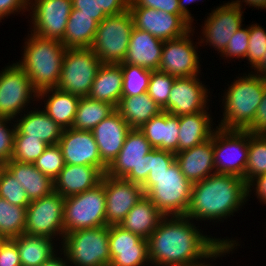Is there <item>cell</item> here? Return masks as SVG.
<instances>
[{
  "label": "cell",
  "instance_id": "obj_1",
  "mask_svg": "<svg viewBox=\"0 0 266 266\" xmlns=\"http://www.w3.org/2000/svg\"><path fill=\"white\" fill-rule=\"evenodd\" d=\"M193 222L186 216L162 218L147 239L151 266H202L232 254L241 245L237 239L204 235Z\"/></svg>",
  "mask_w": 266,
  "mask_h": 266
},
{
  "label": "cell",
  "instance_id": "obj_2",
  "mask_svg": "<svg viewBox=\"0 0 266 266\" xmlns=\"http://www.w3.org/2000/svg\"><path fill=\"white\" fill-rule=\"evenodd\" d=\"M247 183L243 178L215 173L193 183L185 216L191 220L224 222L242 210L248 199Z\"/></svg>",
  "mask_w": 266,
  "mask_h": 266
},
{
  "label": "cell",
  "instance_id": "obj_3",
  "mask_svg": "<svg viewBox=\"0 0 266 266\" xmlns=\"http://www.w3.org/2000/svg\"><path fill=\"white\" fill-rule=\"evenodd\" d=\"M141 187L164 216H185L193 183L181 172L174 152H149V174Z\"/></svg>",
  "mask_w": 266,
  "mask_h": 266
},
{
  "label": "cell",
  "instance_id": "obj_4",
  "mask_svg": "<svg viewBox=\"0 0 266 266\" xmlns=\"http://www.w3.org/2000/svg\"><path fill=\"white\" fill-rule=\"evenodd\" d=\"M23 45L21 59L16 63L26 72L32 87L37 91L56 88L66 51L64 44L56 39L28 33Z\"/></svg>",
  "mask_w": 266,
  "mask_h": 266
},
{
  "label": "cell",
  "instance_id": "obj_5",
  "mask_svg": "<svg viewBox=\"0 0 266 266\" xmlns=\"http://www.w3.org/2000/svg\"><path fill=\"white\" fill-rule=\"evenodd\" d=\"M244 74L227 84L228 89L225 88L224 96H221L223 114L217 126L221 129L246 130L255 119L264 96L266 78L250 71Z\"/></svg>",
  "mask_w": 266,
  "mask_h": 266
},
{
  "label": "cell",
  "instance_id": "obj_6",
  "mask_svg": "<svg viewBox=\"0 0 266 266\" xmlns=\"http://www.w3.org/2000/svg\"><path fill=\"white\" fill-rule=\"evenodd\" d=\"M69 266H110L109 226L80 229L64 234L58 242ZM61 244V245H60Z\"/></svg>",
  "mask_w": 266,
  "mask_h": 266
},
{
  "label": "cell",
  "instance_id": "obj_7",
  "mask_svg": "<svg viewBox=\"0 0 266 266\" xmlns=\"http://www.w3.org/2000/svg\"><path fill=\"white\" fill-rule=\"evenodd\" d=\"M133 28V18L129 10L118 15L107 16L98 23L90 48L102 63H122L128 51Z\"/></svg>",
  "mask_w": 266,
  "mask_h": 266
},
{
  "label": "cell",
  "instance_id": "obj_8",
  "mask_svg": "<svg viewBox=\"0 0 266 266\" xmlns=\"http://www.w3.org/2000/svg\"><path fill=\"white\" fill-rule=\"evenodd\" d=\"M64 234L80 229L106 225V195L104 184L64 200Z\"/></svg>",
  "mask_w": 266,
  "mask_h": 266
},
{
  "label": "cell",
  "instance_id": "obj_9",
  "mask_svg": "<svg viewBox=\"0 0 266 266\" xmlns=\"http://www.w3.org/2000/svg\"><path fill=\"white\" fill-rule=\"evenodd\" d=\"M153 149L139 129H131L106 175L142 185L149 174V152Z\"/></svg>",
  "mask_w": 266,
  "mask_h": 266
},
{
  "label": "cell",
  "instance_id": "obj_10",
  "mask_svg": "<svg viewBox=\"0 0 266 266\" xmlns=\"http://www.w3.org/2000/svg\"><path fill=\"white\" fill-rule=\"evenodd\" d=\"M102 62L91 48L66 49L57 88L73 95L88 97Z\"/></svg>",
  "mask_w": 266,
  "mask_h": 266
},
{
  "label": "cell",
  "instance_id": "obj_11",
  "mask_svg": "<svg viewBox=\"0 0 266 266\" xmlns=\"http://www.w3.org/2000/svg\"><path fill=\"white\" fill-rule=\"evenodd\" d=\"M37 93L17 63L7 65L0 71V117L15 120L26 108L31 110L28 105L37 102Z\"/></svg>",
  "mask_w": 266,
  "mask_h": 266
},
{
  "label": "cell",
  "instance_id": "obj_12",
  "mask_svg": "<svg viewBox=\"0 0 266 266\" xmlns=\"http://www.w3.org/2000/svg\"><path fill=\"white\" fill-rule=\"evenodd\" d=\"M249 149L247 130H225L213 133L215 173L245 177Z\"/></svg>",
  "mask_w": 266,
  "mask_h": 266
},
{
  "label": "cell",
  "instance_id": "obj_13",
  "mask_svg": "<svg viewBox=\"0 0 266 266\" xmlns=\"http://www.w3.org/2000/svg\"><path fill=\"white\" fill-rule=\"evenodd\" d=\"M64 200L65 198L59 193L52 191L40 199L30 201L26 208L25 233L62 242L64 237Z\"/></svg>",
  "mask_w": 266,
  "mask_h": 266
},
{
  "label": "cell",
  "instance_id": "obj_14",
  "mask_svg": "<svg viewBox=\"0 0 266 266\" xmlns=\"http://www.w3.org/2000/svg\"><path fill=\"white\" fill-rule=\"evenodd\" d=\"M194 30L195 26L181 37L164 41L159 71L176 78L197 76L201 73V57L197 53L198 46L201 45L199 38L196 45L192 39Z\"/></svg>",
  "mask_w": 266,
  "mask_h": 266
},
{
  "label": "cell",
  "instance_id": "obj_15",
  "mask_svg": "<svg viewBox=\"0 0 266 266\" xmlns=\"http://www.w3.org/2000/svg\"><path fill=\"white\" fill-rule=\"evenodd\" d=\"M243 13L232 1L214 7L201 26L200 45H209L222 54L231 37L243 25Z\"/></svg>",
  "mask_w": 266,
  "mask_h": 266
},
{
  "label": "cell",
  "instance_id": "obj_16",
  "mask_svg": "<svg viewBox=\"0 0 266 266\" xmlns=\"http://www.w3.org/2000/svg\"><path fill=\"white\" fill-rule=\"evenodd\" d=\"M28 10L32 23L28 32L59 41L64 38L72 0H29Z\"/></svg>",
  "mask_w": 266,
  "mask_h": 266
},
{
  "label": "cell",
  "instance_id": "obj_17",
  "mask_svg": "<svg viewBox=\"0 0 266 266\" xmlns=\"http://www.w3.org/2000/svg\"><path fill=\"white\" fill-rule=\"evenodd\" d=\"M134 27L163 41L176 39L188 33L193 23L184 14H170L145 7H129Z\"/></svg>",
  "mask_w": 266,
  "mask_h": 266
},
{
  "label": "cell",
  "instance_id": "obj_18",
  "mask_svg": "<svg viewBox=\"0 0 266 266\" xmlns=\"http://www.w3.org/2000/svg\"><path fill=\"white\" fill-rule=\"evenodd\" d=\"M201 77L197 75L175 79L168 98L169 114L179 117L209 109L210 89L200 81Z\"/></svg>",
  "mask_w": 266,
  "mask_h": 266
},
{
  "label": "cell",
  "instance_id": "obj_19",
  "mask_svg": "<svg viewBox=\"0 0 266 266\" xmlns=\"http://www.w3.org/2000/svg\"><path fill=\"white\" fill-rule=\"evenodd\" d=\"M58 145L65 164L94 166L106 174L108 166L100 158L92 131L63 129Z\"/></svg>",
  "mask_w": 266,
  "mask_h": 266
},
{
  "label": "cell",
  "instance_id": "obj_20",
  "mask_svg": "<svg viewBox=\"0 0 266 266\" xmlns=\"http://www.w3.org/2000/svg\"><path fill=\"white\" fill-rule=\"evenodd\" d=\"M106 195V225H119L144 195L141 185L124 178L103 175Z\"/></svg>",
  "mask_w": 266,
  "mask_h": 266
},
{
  "label": "cell",
  "instance_id": "obj_21",
  "mask_svg": "<svg viewBox=\"0 0 266 266\" xmlns=\"http://www.w3.org/2000/svg\"><path fill=\"white\" fill-rule=\"evenodd\" d=\"M109 249L110 266H151L147 239L119 225L109 226Z\"/></svg>",
  "mask_w": 266,
  "mask_h": 266
},
{
  "label": "cell",
  "instance_id": "obj_22",
  "mask_svg": "<svg viewBox=\"0 0 266 266\" xmlns=\"http://www.w3.org/2000/svg\"><path fill=\"white\" fill-rule=\"evenodd\" d=\"M130 130V126L117 110L92 129L100 158L107 166L117 157Z\"/></svg>",
  "mask_w": 266,
  "mask_h": 266
},
{
  "label": "cell",
  "instance_id": "obj_23",
  "mask_svg": "<svg viewBox=\"0 0 266 266\" xmlns=\"http://www.w3.org/2000/svg\"><path fill=\"white\" fill-rule=\"evenodd\" d=\"M15 120L16 133L14 138H38L48 145L58 144L63 129L49 117L43 109L31 107Z\"/></svg>",
  "mask_w": 266,
  "mask_h": 266
},
{
  "label": "cell",
  "instance_id": "obj_24",
  "mask_svg": "<svg viewBox=\"0 0 266 266\" xmlns=\"http://www.w3.org/2000/svg\"><path fill=\"white\" fill-rule=\"evenodd\" d=\"M175 161L184 176L192 183L215 174L213 135L197 146L175 153Z\"/></svg>",
  "mask_w": 266,
  "mask_h": 266
},
{
  "label": "cell",
  "instance_id": "obj_25",
  "mask_svg": "<svg viewBox=\"0 0 266 266\" xmlns=\"http://www.w3.org/2000/svg\"><path fill=\"white\" fill-rule=\"evenodd\" d=\"M164 41L144 30L133 28L123 63L159 70Z\"/></svg>",
  "mask_w": 266,
  "mask_h": 266
},
{
  "label": "cell",
  "instance_id": "obj_26",
  "mask_svg": "<svg viewBox=\"0 0 266 266\" xmlns=\"http://www.w3.org/2000/svg\"><path fill=\"white\" fill-rule=\"evenodd\" d=\"M103 175L94 166L65 164L54 180V191L63 198L77 195L100 184Z\"/></svg>",
  "mask_w": 266,
  "mask_h": 266
},
{
  "label": "cell",
  "instance_id": "obj_27",
  "mask_svg": "<svg viewBox=\"0 0 266 266\" xmlns=\"http://www.w3.org/2000/svg\"><path fill=\"white\" fill-rule=\"evenodd\" d=\"M154 149L178 153L179 117L162 111L139 129Z\"/></svg>",
  "mask_w": 266,
  "mask_h": 266
},
{
  "label": "cell",
  "instance_id": "obj_28",
  "mask_svg": "<svg viewBox=\"0 0 266 266\" xmlns=\"http://www.w3.org/2000/svg\"><path fill=\"white\" fill-rule=\"evenodd\" d=\"M79 99V96L57 87L44 89L37 93V102L40 100L44 102L43 111L62 129L72 127Z\"/></svg>",
  "mask_w": 266,
  "mask_h": 266
},
{
  "label": "cell",
  "instance_id": "obj_29",
  "mask_svg": "<svg viewBox=\"0 0 266 266\" xmlns=\"http://www.w3.org/2000/svg\"><path fill=\"white\" fill-rule=\"evenodd\" d=\"M208 110L179 116L178 152L197 146L212 137L217 126L213 128L216 124Z\"/></svg>",
  "mask_w": 266,
  "mask_h": 266
},
{
  "label": "cell",
  "instance_id": "obj_30",
  "mask_svg": "<svg viewBox=\"0 0 266 266\" xmlns=\"http://www.w3.org/2000/svg\"><path fill=\"white\" fill-rule=\"evenodd\" d=\"M5 168L24 188L29 201L40 199L54 191V181L42 174L33 163H21L11 159L5 163Z\"/></svg>",
  "mask_w": 266,
  "mask_h": 266
},
{
  "label": "cell",
  "instance_id": "obj_31",
  "mask_svg": "<svg viewBox=\"0 0 266 266\" xmlns=\"http://www.w3.org/2000/svg\"><path fill=\"white\" fill-rule=\"evenodd\" d=\"M123 73L120 64L102 63L92 83L89 98L110 103L115 108L122 98Z\"/></svg>",
  "mask_w": 266,
  "mask_h": 266
},
{
  "label": "cell",
  "instance_id": "obj_32",
  "mask_svg": "<svg viewBox=\"0 0 266 266\" xmlns=\"http://www.w3.org/2000/svg\"><path fill=\"white\" fill-rule=\"evenodd\" d=\"M164 215L144 194L119 224L124 230L148 239Z\"/></svg>",
  "mask_w": 266,
  "mask_h": 266
},
{
  "label": "cell",
  "instance_id": "obj_33",
  "mask_svg": "<svg viewBox=\"0 0 266 266\" xmlns=\"http://www.w3.org/2000/svg\"><path fill=\"white\" fill-rule=\"evenodd\" d=\"M12 240L17 245L22 266H40L60 249L54 239L44 236L24 233Z\"/></svg>",
  "mask_w": 266,
  "mask_h": 266
},
{
  "label": "cell",
  "instance_id": "obj_34",
  "mask_svg": "<svg viewBox=\"0 0 266 266\" xmlns=\"http://www.w3.org/2000/svg\"><path fill=\"white\" fill-rule=\"evenodd\" d=\"M115 109L131 129H140L152 117L163 111L147 92L137 96L122 97Z\"/></svg>",
  "mask_w": 266,
  "mask_h": 266
},
{
  "label": "cell",
  "instance_id": "obj_35",
  "mask_svg": "<svg viewBox=\"0 0 266 266\" xmlns=\"http://www.w3.org/2000/svg\"><path fill=\"white\" fill-rule=\"evenodd\" d=\"M97 27L98 22L95 19L72 8L66 25L64 38L61 42L66 49L90 48Z\"/></svg>",
  "mask_w": 266,
  "mask_h": 266
},
{
  "label": "cell",
  "instance_id": "obj_36",
  "mask_svg": "<svg viewBox=\"0 0 266 266\" xmlns=\"http://www.w3.org/2000/svg\"><path fill=\"white\" fill-rule=\"evenodd\" d=\"M115 110V107L110 103L94 100L89 97H81L77 105L72 128L92 131L95 126Z\"/></svg>",
  "mask_w": 266,
  "mask_h": 266
},
{
  "label": "cell",
  "instance_id": "obj_37",
  "mask_svg": "<svg viewBox=\"0 0 266 266\" xmlns=\"http://www.w3.org/2000/svg\"><path fill=\"white\" fill-rule=\"evenodd\" d=\"M26 208L0 197V235L13 239L25 233Z\"/></svg>",
  "mask_w": 266,
  "mask_h": 266
},
{
  "label": "cell",
  "instance_id": "obj_38",
  "mask_svg": "<svg viewBox=\"0 0 266 266\" xmlns=\"http://www.w3.org/2000/svg\"><path fill=\"white\" fill-rule=\"evenodd\" d=\"M266 173V135L249 133L248 158L244 181L248 184L255 177Z\"/></svg>",
  "mask_w": 266,
  "mask_h": 266
},
{
  "label": "cell",
  "instance_id": "obj_39",
  "mask_svg": "<svg viewBox=\"0 0 266 266\" xmlns=\"http://www.w3.org/2000/svg\"><path fill=\"white\" fill-rule=\"evenodd\" d=\"M119 64L123 73L122 97H132L146 93L152 70L123 62Z\"/></svg>",
  "mask_w": 266,
  "mask_h": 266
},
{
  "label": "cell",
  "instance_id": "obj_40",
  "mask_svg": "<svg viewBox=\"0 0 266 266\" xmlns=\"http://www.w3.org/2000/svg\"><path fill=\"white\" fill-rule=\"evenodd\" d=\"M175 79L159 70L151 71L147 93L164 112H168V98Z\"/></svg>",
  "mask_w": 266,
  "mask_h": 266
},
{
  "label": "cell",
  "instance_id": "obj_41",
  "mask_svg": "<svg viewBox=\"0 0 266 266\" xmlns=\"http://www.w3.org/2000/svg\"><path fill=\"white\" fill-rule=\"evenodd\" d=\"M49 145L38 138H14L12 160L34 163Z\"/></svg>",
  "mask_w": 266,
  "mask_h": 266
},
{
  "label": "cell",
  "instance_id": "obj_42",
  "mask_svg": "<svg viewBox=\"0 0 266 266\" xmlns=\"http://www.w3.org/2000/svg\"><path fill=\"white\" fill-rule=\"evenodd\" d=\"M33 164L42 174L54 181L59 172L65 167L64 157L59 145H49Z\"/></svg>",
  "mask_w": 266,
  "mask_h": 266
},
{
  "label": "cell",
  "instance_id": "obj_43",
  "mask_svg": "<svg viewBox=\"0 0 266 266\" xmlns=\"http://www.w3.org/2000/svg\"><path fill=\"white\" fill-rule=\"evenodd\" d=\"M0 197L10 204L27 207L30 204L24 188L14 180L12 174L4 168L0 174Z\"/></svg>",
  "mask_w": 266,
  "mask_h": 266
},
{
  "label": "cell",
  "instance_id": "obj_44",
  "mask_svg": "<svg viewBox=\"0 0 266 266\" xmlns=\"http://www.w3.org/2000/svg\"><path fill=\"white\" fill-rule=\"evenodd\" d=\"M249 31V46L247 50L246 59L253 70L262 60L266 52V30L259 24H252L248 26Z\"/></svg>",
  "mask_w": 266,
  "mask_h": 266
},
{
  "label": "cell",
  "instance_id": "obj_45",
  "mask_svg": "<svg viewBox=\"0 0 266 266\" xmlns=\"http://www.w3.org/2000/svg\"><path fill=\"white\" fill-rule=\"evenodd\" d=\"M243 25L234 33L231 37L224 52L220 55L224 60L227 58L245 59L247 56V50L249 46V31L248 27ZM226 57V58H225Z\"/></svg>",
  "mask_w": 266,
  "mask_h": 266
},
{
  "label": "cell",
  "instance_id": "obj_46",
  "mask_svg": "<svg viewBox=\"0 0 266 266\" xmlns=\"http://www.w3.org/2000/svg\"><path fill=\"white\" fill-rule=\"evenodd\" d=\"M13 121L12 119L0 117V159L5 163L11 160L13 153L16 133V126Z\"/></svg>",
  "mask_w": 266,
  "mask_h": 266
},
{
  "label": "cell",
  "instance_id": "obj_47",
  "mask_svg": "<svg viewBox=\"0 0 266 266\" xmlns=\"http://www.w3.org/2000/svg\"><path fill=\"white\" fill-rule=\"evenodd\" d=\"M129 7L153 8L170 14H183L179 0H130Z\"/></svg>",
  "mask_w": 266,
  "mask_h": 266
},
{
  "label": "cell",
  "instance_id": "obj_48",
  "mask_svg": "<svg viewBox=\"0 0 266 266\" xmlns=\"http://www.w3.org/2000/svg\"><path fill=\"white\" fill-rule=\"evenodd\" d=\"M0 266H22L17 245L12 239H6L0 246Z\"/></svg>",
  "mask_w": 266,
  "mask_h": 266
},
{
  "label": "cell",
  "instance_id": "obj_49",
  "mask_svg": "<svg viewBox=\"0 0 266 266\" xmlns=\"http://www.w3.org/2000/svg\"><path fill=\"white\" fill-rule=\"evenodd\" d=\"M72 8L91 16L98 23L108 16L103 10H99L97 0H72Z\"/></svg>",
  "mask_w": 266,
  "mask_h": 266
},
{
  "label": "cell",
  "instance_id": "obj_50",
  "mask_svg": "<svg viewBox=\"0 0 266 266\" xmlns=\"http://www.w3.org/2000/svg\"><path fill=\"white\" fill-rule=\"evenodd\" d=\"M28 4L29 0H0V22L12 14L15 16L28 12Z\"/></svg>",
  "mask_w": 266,
  "mask_h": 266
},
{
  "label": "cell",
  "instance_id": "obj_51",
  "mask_svg": "<svg viewBox=\"0 0 266 266\" xmlns=\"http://www.w3.org/2000/svg\"><path fill=\"white\" fill-rule=\"evenodd\" d=\"M251 134L266 135V85L264 96L257 108V113L252 124L246 129Z\"/></svg>",
  "mask_w": 266,
  "mask_h": 266
},
{
  "label": "cell",
  "instance_id": "obj_52",
  "mask_svg": "<svg viewBox=\"0 0 266 266\" xmlns=\"http://www.w3.org/2000/svg\"><path fill=\"white\" fill-rule=\"evenodd\" d=\"M99 10H103L108 16L118 15L129 9L130 0H97Z\"/></svg>",
  "mask_w": 266,
  "mask_h": 266
},
{
  "label": "cell",
  "instance_id": "obj_53",
  "mask_svg": "<svg viewBox=\"0 0 266 266\" xmlns=\"http://www.w3.org/2000/svg\"><path fill=\"white\" fill-rule=\"evenodd\" d=\"M247 188L248 198L250 197V195L253 194L251 193L253 191L255 192L254 194L259 200V202H262V204H266V173L261 174L251 180L247 184Z\"/></svg>",
  "mask_w": 266,
  "mask_h": 266
},
{
  "label": "cell",
  "instance_id": "obj_54",
  "mask_svg": "<svg viewBox=\"0 0 266 266\" xmlns=\"http://www.w3.org/2000/svg\"><path fill=\"white\" fill-rule=\"evenodd\" d=\"M232 2L236 5V6H238V7H240L242 10H244L243 9V3H245L244 4V6H249V7H254V8H258V10L261 8L262 10L264 9H266V0H232Z\"/></svg>",
  "mask_w": 266,
  "mask_h": 266
},
{
  "label": "cell",
  "instance_id": "obj_55",
  "mask_svg": "<svg viewBox=\"0 0 266 266\" xmlns=\"http://www.w3.org/2000/svg\"><path fill=\"white\" fill-rule=\"evenodd\" d=\"M60 254V255H59ZM63 254V256H62ZM59 255V256H58ZM62 256V257H61ZM61 257V258H60ZM40 266H69L65 254L61 250Z\"/></svg>",
  "mask_w": 266,
  "mask_h": 266
},
{
  "label": "cell",
  "instance_id": "obj_56",
  "mask_svg": "<svg viewBox=\"0 0 266 266\" xmlns=\"http://www.w3.org/2000/svg\"><path fill=\"white\" fill-rule=\"evenodd\" d=\"M200 0H179V7H180V11L192 22L194 23V17L192 16V14L190 13V10L188 9L187 5L191 4V3H195L198 2Z\"/></svg>",
  "mask_w": 266,
  "mask_h": 266
},
{
  "label": "cell",
  "instance_id": "obj_57",
  "mask_svg": "<svg viewBox=\"0 0 266 266\" xmlns=\"http://www.w3.org/2000/svg\"><path fill=\"white\" fill-rule=\"evenodd\" d=\"M253 71L251 70V72L254 73L255 75L266 78V52L263 55L260 63L253 69Z\"/></svg>",
  "mask_w": 266,
  "mask_h": 266
},
{
  "label": "cell",
  "instance_id": "obj_58",
  "mask_svg": "<svg viewBox=\"0 0 266 266\" xmlns=\"http://www.w3.org/2000/svg\"><path fill=\"white\" fill-rule=\"evenodd\" d=\"M4 168H5V162L0 159V174Z\"/></svg>",
  "mask_w": 266,
  "mask_h": 266
},
{
  "label": "cell",
  "instance_id": "obj_59",
  "mask_svg": "<svg viewBox=\"0 0 266 266\" xmlns=\"http://www.w3.org/2000/svg\"><path fill=\"white\" fill-rule=\"evenodd\" d=\"M5 240L6 239L3 236L0 235V246L4 243Z\"/></svg>",
  "mask_w": 266,
  "mask_h": 266
},
{
  "label": "cell",
  "instance_id": "obj_60",
  "mask_svg": "<svg viewBox=\"0 0 266 266\" xmlns=\"http://www.w3.org/2000/svg\"><path fill=\"white\" fill-rule=\"evenodd\" d=\"M211 261H208L206 264L202 265V266H212V264L210 263ZM209 263V264H208ZM211 264V265H210Z\"/></svg>",
  "mask_w": 266,
  "mask_h": 266
}]
</instances>
